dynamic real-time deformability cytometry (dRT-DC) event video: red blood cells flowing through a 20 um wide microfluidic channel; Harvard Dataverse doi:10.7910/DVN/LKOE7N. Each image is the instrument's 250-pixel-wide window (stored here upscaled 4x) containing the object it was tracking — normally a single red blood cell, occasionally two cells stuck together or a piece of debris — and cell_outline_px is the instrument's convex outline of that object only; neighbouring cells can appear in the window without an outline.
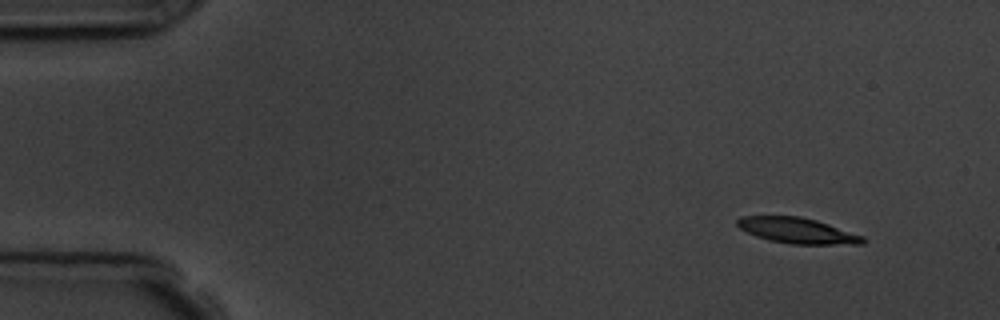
{"species": "common noctule bat (a hibernating species)", "species_latin": "Nyctalus noctula", "temperature_condition": "room temperature", "stored_images_in_passage": 4, "camera_frame_rate_fps": 3000, "um_per_image_px": 0.085, "animal": {"sex": "male", "body_mass_g": 19.5, "forearm_length_mm": 54.6}, "frame": {"image": 1, "passage_image": 1, "time_ms": 0.0, "image_size_px": [1000, 320], "cell_outline_px": [[868, 240], [864, 244], [788, 244], [756, 236], [740, 228], [736, 224], [736, 220], [740, 216], [800, 216], [816, 220], [864, 236]], "centroid_in_image_um": [67.8, 19.6], "position_along_channel_um": 17.2, "area_um2": 18.73}}
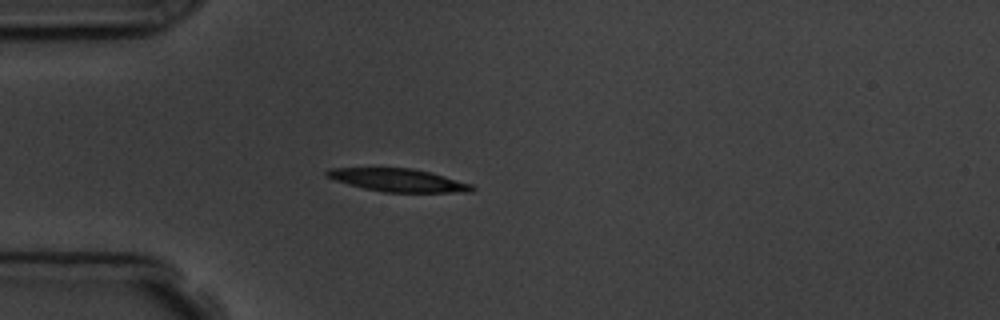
{"frame": {"image": 2, "passage_image": 4, "time_ms": 3.333, "image_size_px": [1000, 320], "cell_outline_px": [[476, 188], [472, 192], [384, 192], [364, 188], [348, 184], [324, 176], [324, 172], [328, 168], [412, 168], [432, 172], [472, 184]], "centroid_in_image_um": [33.86, 15.31], "position_along_channel_um": 51.1, "area_um2": 19.48}}